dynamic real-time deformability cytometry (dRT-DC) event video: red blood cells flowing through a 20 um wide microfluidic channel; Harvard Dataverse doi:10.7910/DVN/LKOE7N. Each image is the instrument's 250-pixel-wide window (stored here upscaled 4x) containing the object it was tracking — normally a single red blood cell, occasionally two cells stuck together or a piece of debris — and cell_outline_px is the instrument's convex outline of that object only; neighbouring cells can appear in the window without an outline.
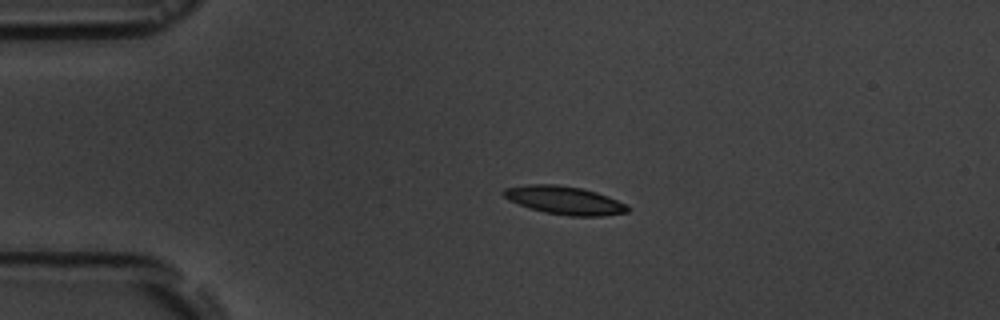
{"species": "common noctule bat (a hibernating species)", "species_latin": "Nyctalus noctula", "temperature_condition": "room temperature", "stored_images_in_passage": 4, "camera_frame_rate_fps": 3000, "um_per_image_px": 0.085, "animal": {"sex": "male", "body_mass_g": 19.5, "forearm_length_mm": 54.6}, "frame": {"image": 1, "passage_image": 3, "time_ms": 2.0, "image_size_px": [1000, 320], "cell_outline_px": [[632, 208], [628, 212], [604, 216], [568, 216], [544, 212], [508, 200], [500, 192], [504, 188], [528, 184], [556, 184], [580, 188], [596, 192], [608, 196]], "centroid_in_image_um": [47.98, 17.02], "position_along_channel_um": 37.0, "area_um2": 20.35}}